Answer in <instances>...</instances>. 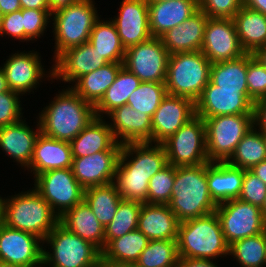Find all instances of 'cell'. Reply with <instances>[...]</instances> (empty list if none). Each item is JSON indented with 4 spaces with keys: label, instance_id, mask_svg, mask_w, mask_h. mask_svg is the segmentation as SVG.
Wrapping results in <instances>:
<instances>
[{
    "label": "cell",
    "instance_id": "obj_1",
    "mask_svg": "<svg viewBox=\"0 0 266 267\" xmlns=\"http://www.w3.org/2000/svg\"><path fill=\"white\" fill-rule=\"evenodd\" d=\"M58 93L37 119L42 134L70 142L96 117L94 106L70 87Z\"/></svg>",
    "mask_w": 266,
    "mask_h": 267
},
{
    "label": "cell",
    "instance_id": "obj_2",
    "mask_svg": "<svg viewBox=\"0 0 266 267\" xmlns=\"http://www.w3.org/2000/svg\"><path fill=\"white\" fill-rule=\"evenodd\" d=\"M169 208L180 222L215 212L217 204L207 185V163L175 167Z\"/></svg>",
    "mask_w": 266,
    "mask_h": 267
},
{
    "label": "cell",
    "instance_id": "obj_3",
    "mask_svg": "<svg viewBox=\"0 0 266 267\" xmlns=\"http://www.w3.org/2000/svg\"><path fill=\"white\" fill-rule=\"evenodd\" d=\"M3 198L2 223L42 241L59 223L48 202L34 189Z\"/></svg>",
    "mask_w": 266,
    "mask_h": 267
},
{
    "label": "cell",
    "instance_id": "obj_4",
    "mask_svg": "<svg viewBox=\"0 0 266 267\" xmlns=\"http://www.w3.org/2000/svg\"><path fill=\"white\" fill-rule=\"evenodd\" d=\"M177 247L179 257L215 261L229 255V245L216 212L180 222Z\"/></svg>",
    "mask_w": 266,
    "mask_h": 267
},
{
    "label": "cell",
    "instance_id": "obj_5",
    "mask_svg": "<svg viewBox=\"0 0 266 267\" xmlns=\"http://www.w3.org/2000/svg\"><path fill=\"white\" fill-rule=\"evenodd\" d=\"M211 64L200 50L171 54L165 82L167 94L195 103L209 83Z\"/></svg>",
    "mask_w": 266,
    "mask_h": 267
},
{
    "label": "cell",
    "instance_id": "obj_6",
    "mask_svg": "<svg viewBox=\"0 0 266 267\" xmlns=\"http://www.w3.org/2000/svg\"><path fill=\"white\" fill-rule=\"evenodd\" d=\"M94 0H76L51 14L55 51L53 60L69 48L89 42L95 22L100 18Z\"/></svg>",
    "mask_w": 266,
    "mask_h": 267
},
{
    "label": "cell",
    "instance_id": "obj_7",
    "mask_svg": "<svg viewBox=\"0 0 266 267\" xmlns=\"http://www.w3.org/2000/svg\"><path fill=\"white\" fill-rule=\"evenodd\" d=\"M45 243L51 247L50 251L43 247V267H99L102 252L60 223L46 236Z\"/></svg>",
    "mask_w": 266,
    "mask_h": 267
},
{
    "label": "cell",
    "instance_id": "obj_8",
    "mask_svg": "<svg viewBox=\"0 0 266 267\" xmlns=\"http://www.w3.org/2000/svg\"><path fill=\"white\" fill-rule=\"evenodd\" d=\"M209 162H226L244 135L254 126V115L202 118Z\"/></svg>",
    "mask_w": 266,
    "mask_h": 267
},
{
    "label": "cell",
    "instance_id": "obj_9",
    "mask_svg": "<svg viewBox=\"0 0 266 267\" xmlns=\"http://www.w3.org/2000/svg\"><path fill=\"white\" fill-rule=\"evenodd\" d=\"M162 145L167 162L174 167L197 166L208 163L206 147V128L204 120L195 115Z\"/></svg>",
    "mask_w": 266,
    "mask_h": 267
},
{
    "label": "cell",
    "instance_id": "obj_10",
    "mask_svg": "<svg viewBox=\"0 0 266 267\" xmlns=\"http://www.w3.org/2000/svg\"><path fill=\"white\" fill-rule=\"evenodd\" d=\"M34 179V189L58 217L84 200V188L75 178L72 168L43 172Z\"/></svg>",
    "mask_w": 266,
    "mask_h": 267
},
{
    "label": "cell",
    "instance_id": "obj_11",
    "mask_svg": "<svg viewBox=\"0 0 266 267\" xmlns=\"http://www.w3.org/2000/svg\"><path fill=\"white\" fill-rule=\"evenodd\" d=\"M215 212L228 245L266 231L261 208L238 198L217 204Z\"/></svg>",
    "mask_w": 266,
    "mask_h": 267
},
{
    "label": "cell",
    "instance_id": "obj_12",
    "mask_svg": "<svg viewBox=\"0 0 266 267\" xmlns=\"http://www.w3.org/2000/svg\"><path fill=\"white\" fill-rule=\"evenodd\" d=\"M170 54L160 37L126 48L123 67L141 82L165 83Z\"/></svg>",
    "mask_w": 266,
    "mask_h": 267
},
{
    "label": "cell",
    "instance_id": "obj_13",
    "mask_svg": "<svg viewBox=\"0 0 266 267\" xmlns=\"http://www.w3.org/2000/svg\"><path fill=\"white\" fill-rule=\"evenodd\" d=\"M200 51L212 64L234 60L246 53L232 18H208Z\"/></svg>",
    "mask_w": 266,
    "mask_h": 267
},
{
    "label": "cell",
    "instance_id": "obj_14",
    "mask_svg": "<svg viewBox=\"0 0 266 267\" xmlns=\"http://www.w3.org/2000/svg\"><path fill=\"white\" fill-rule=\"evenodd\" d=\"M40 243V244H39ZM43 241L28 232L0 225V261L22 267L43 266Z\"/></svg>",
    "mask_w": 266,
    "mask_h": 267
},
{
    "label": "cell",
    "instance_id": "obj_15",
    "mask_svg": "<svg viewBox=\"0 0 266 267\" xmlns=\"http://www.w3.org/2000/svg\"><path fill=\"white\" fill-rule=\"evenodd\" d=\"M254 102L248 92L218 89L210 81L195 102V115L212 118L225 115H253Z\"/></svg>",
    "mask_w": 266,
    "mask_h": 267
},
{
    "label": "cell",
    "instance_id": "obj_16",
    "mask_svg": "<svg viewBox=\"0 0 266 267\" xmlns=\"http://www.w3.org/2000/svg\"><path fill=\"white\" fill-rule=\"evenodd\" d=\"M2 68L10 90L23 94L33 92L46 76L53 80V70L45 74V68L41 63V56L36 51L12 53L5 61Z\"/></svg>",
    "mask_w": 266,
    "mask_h": 267
},
{
    "label": "cell",
    "instance_id": "obj_17",
    "mask_svg": "<svg viewBox=\"0 0 266 267\" xmlns=\"http://www.w3.org/2000/svg\"><path fill=\"white\" fill-rule=\"evenodd\" d=\"M195 116V103L167 94L152 116V143L162 144Z\"/></svg>",
    "mask_w": 266,
    "mask_h": 267
},
{
    "label": "cell",
    "instance_id": "obj_18",
    "mask_svg": "<svg viewBox=\"0 0 266 267\" xmlns=\"http://www.w3.org/2000/svg\"><path fill=\"white\" fill-rule=\"evenodd\" d=\"M114 23L122 45L126 48L152 37L146 0H122Z\"/></svg>",
    "mask_w": 266,
    "mask_h": 267
},
{
    "label": "cell",
    "instance_id": "obj_19",
    "mask_svg": "<svg viewBox=\"0 0 266 267\" xmlns=\"http://www.w3.org/2000/svg\"><path fill=\"white\" fill-rule=\"evenodd\" d=\"M54 63L51 67L53 79L71 84L109 62L89 43H85L62 52Z\"/></svg>",
    "mask_w": 266,
    "mask_h": 267
},
{
    "label": "cell",
    "instance_id": "obj_20",
    "mask_svg": "<svg viewBox=\"0 0 266 267\" xmlns=\"http://www.w3.org/2000/svg\"><path fill=\"white\" fill-rule=\"evenodd\" d=\"M120 153L99 151L85 157H73V174L84 189L112 183Z\"/></svg>",
    "mask_w": 266,
    "mask_h": 267
},
{
    "label": "cell",
    "instance_id": "obj_21",
    "mask_svg": "<svg viewBox=\"0 0 266 267\" xmlns=\"http://www.w3.org/2000/svg\"><path fill=\"white\" fill-rule=\"evenodd\" d=\"M111 119L110 129L118 143H152V117L139 113L128 105L111 111L107 118ZM120 138V139H119Z\"/></svg>",
    "mask_w": 266,
    "mask_h": 267
},
{
    "label": "cell",
    "instance_id": "obj_22",
    "mask_svg": "<svg viewBox=\"0 0 266 267\" xmlns=\"http://www.w3.org/2000/svg\"><path fill=\"white\" fill-rule=\"evenodd\" d=\"M167 164L166 151L162 144L128 143L121 147L116 172L157 173Z\"/></svg>",
    "mask_w": 266,
    "mask_h": 267
},
{
    "label": "cell",
    "instance_id": "obj_23",
    "mask_svg": "<svg viewBox=\"0 0 266 267\" xmlns=\"http://www.w3.org/2000/svg\"><path fill=\"white\" fill-rule=\"evenodd\" d=\"M25 119L0 128V148L24 169L30 166L36 140L41 133L39 121L34 131Z\"/></svg>",
    "mask_w": 266,
    "mask_h": 267
},
{
    "label": "cell",
    "instance_id": "obj_24",
    "mask_svg": "<svg viewBox=\"0 0 266 267\" xmlns=\"http://www.w3.org/2000/svg\"><path fill=\"white\" fill-rule=\"evenodd\" d=\"M199 10L198 0H161L148 3L152 37H160Z\"/></svg>",
    "mask_w": 266,
    "mask_h": 267
},
{
    "label": "cell",
    "instance_id": "obj_25",
    "mask_svg": "<svg viewBox=\"0 0 266 267\" xmlns=\"http://www.w3.org/2000/svg\"><path fill=\"white\" fill-rule=\"evenodd\" d=\"M72 152L68 141L57 140L40 133L38 136L30 166L27 170L38 174L56 169L72 168Z\"/></svg>",
    "mask_w": 266,
    "mask_h": 267
},
{
    "label": "cell",
    "instance_id": "obj_26",
    "mask_svg": "<svg viewBox=\"0 0 266 267\" xmlns=\"http://www.w3.org/2000/svg\"><path fill=\"white\" fill-rule=\"evenodd\" d=\"M179 224L168 204L142 203L137 229L149 240H177Z\"/></svg>",
    "mask_w": 266,
    "mask_h": 267
},
{
    "label": "cell",
    "instance_id": "obj_27",
    "mask_svg": "<svg viewBox=\"0 0 266 267\" xmlns=\"http://www.w3.org/2000/svg\"><path fill=\"white\" fill-rule=\"evenodd\" d=\"M208 16L199 9L178 26L160 36L168 53L198 51L202 48Z\"/></svg>",
    "mask_w": 266,
    "mask_h": 267
},
{
    "label": "cell",
    "instance_id": "obj_28",
    "mask_svg": "<svg viewBox=\"0 0 266 267\" xmlns=\"http://www.w3.org/2000/svg\"><path fill=\"white\" fill-rule=\"evenodd\" d=\"M72 157H85L99 151H121L105 118L95 117L70 142Z\"/></svg>",
    "mask_w": 266,
    "mask_h": 267
},
{
    "label": "cell",
    "instance_id": "obj_29",
    "mask_svg": "<svg viewBox=\"0 0 266 267\" xmlns=\"http://www.w3.org/2000/svg\"><path fill=\"white\" fill-rule=\"evenodd\" d=\"M244 170L227 162L207 163V185L216 204L237 199L241 193Z\"/></svg>",
    "mask_w": 266,
    "mask_h": 267
},
{
    "label": "cell",
    "instance_id": "obj_30",
    "mask_svg": "<svg viewBox=\"0 0 266 267\" xmlns=\"http://www.w3.org/2000/svg\"><path fill=\"white\" fill-rule=\"evenodd\" d=\"M59 223L83 240L95 245L101 252L104 250L105 227L84 200L60 216Z\"/></svg>",
    "mask_w": 266,
    "mask_h": 267
},
{
    "label": "cell",
    "instance_id": "obj_31",
    "mask_svg": "<svg viewBox=\"0 0 266 267\" xmlns=\"http://www.w3.org/2000/svg\"><path fill=\"white\" fill-rule=\"evenodd\" d=\"M240 44L246 53H253L266 45V16L242 6L232 18Z\"/></svg>",
    "mask_w": 266,
    "mask_h": 267
},
{
    "label": "cell",
    "instance_id": "obj_32",
    "mask_svg": "<svg viewBox=\"0 0 266 267\" xmlns=\"http://www.w3.org/2000/svg\"><path fill=\"white\" fill-rule=\"evenodd\" d=\"M123 63H108L81 76L71 87L84 101L95 106L113 84Z\"/></svg>",
    "mask_w": 266,
    "mask_h": 267
},
{
    "label": "cell",
    "instance_id": "obj_33",
    "mask_svg": "<svg viewBox=\"0 0 266 267\" xmlns=\"http://www.w3.org/2000/svg\"><path fill=\"white\" fill-rule=\"evenodd\" d=\"M141 81L125 67H122L113 84L106 90L101 100L94 106L96 117L103 118L114 109L127 105L129 96L138 88Z\"/></svg>",
    "mask_w": 266,
    "mask_h": 267
},
{
    "label": "cell",
    "instance_id": "obj_34",
    "mask_svg": "<svg viewBox=\"0 0 266 267\" xmlns=\"http://www.w3.org/2000/svg\"><path fill=\"white\" fill-rule=\"evenodd\" d=\"M88 43L109 63L124 62L126 49L111 20L99 18L93 26Z\"/></svg>",
    "mask_w": 266,
    "mask_h": 267
},
{
    "label": "cell",
    "instance_id": "obj_35",
    "mask_svg": "<svg viewBox=\"0 0 266 267\" xmlns=\"http://www.w3.org/2000/svg\"><path fill=\"white\" fill-rule=\"evenodd\" d=\"M138 229L113 239L102 251V259L121 264H135L149 243Z\"/></svg>",
    "mask_w": 266,
    "mask_h": 267
},
{
    "label": "cell",
    "instance_id": "obj_36",
    "mask_svg": "<svg viewBox=\"0 0 266 267\" xmlns=\"http://www.w3.org/2000/svg\"><path fill=\"white\" fill-rule=\"evenodd\" d=\"M265 160L266 136L253 126L240 140L233 154L226 162L243 170H250Z\"/></svg>",
    "mask_w": 266,
    "mask_h": 267
},
{
    "label": "cell",
    "instance_id": "obj_37",
    "mask_svg": "<svg viewBox=\"0 0 266 267\" xmlns=\"http://www.w3.org/2000/svg\"><path fill=\"white\" fill-rule=\"evenodd\" d=\"M247 53L240 58L211 64L209 81L218 89L248 92Z\"/></svg>",
    "mask_w": 266,
    "mask_h": 267
},
{
    "label": "cell",
    "instance_id": "obj_38",
    "mask_svg": "<svg viewBox=\"0 0 266 267\" xmlns=\"http://www.w3.org/2000/svg\"><path fill=\"white\" fill-rule=\"evenodd\" d=\"M121 200L122 197L113 182L84 189V201L104 227L114 218Z\"/></svg>",
    "mask_w": 266,
    "mask_h": 267
},
{
    "label": "cell",
    "instance_id": "obj_39",
    "mask_svg": "<svg viewBox=\"0 0 266 267\" xmlns=\"http://www.w3.org/2000/svg\"><path fill=\"white\" fill-rule=\"evenodd\" d=\"M230 255L239 263L240 267H265L266 231L235 241L229 245Z\"/></svg>",
    "mask_w": 266,
    "mask_h": 267
},
{
    "label": "cell",
    "instance_id": "obj_40",
    "mask_svg": "<svg viewBox=\"0 0 266 267\" xmlns=\"http://www.w3.org/2000/svg\"><path fill=\"white\" fill-rule=\"evenodd\" d=\"M142 203L122 199L112 221L105 227V247L113 240L138 227V217Z\"/></svg>",
    "mask_w": 266,
    "mask_h": 267
},
{
    "label": "cell",
    "instance_id": "obj_41",
    "mask_svg": "<svg viewBox=\"0 0 266 267\" xmlns=\"http://www.w3.org/2000/svg\"><path fill=\"white\" fill-rule=\"evenodd\" d=\"M177 240H150L135 263L137 267H176Z\"/></svg>",
    "mask_w": 266,
    "mask_h": 267
},
{
    "label": "cell",
    "instance_id": "obj_42",
    "mask_svg": "<svg viewBox=\"0 0 266 267\" xmlns=\"http://www.w3.org/2000/svg\"><path fill=\"white\" fill-rule=\"evenodd\" d=\"M166 95L165 83L141 82L129 96L127 105L141 114L152 117Z\"/></svg>",
    "mask_w": 266,
    "mask_h": 267
},
{
    "label": "cell",
    "instance_id": "obj_43",
    "mask_svg": "<svg viewBox=\"0 0 266 267\" xmlns=\"http://www.w3.org/2000/svg\"><path fill=\"white\" fill-rule=\"evenodd\" d=\"M155 173L116 172L113 183L122 199L147 203L149 180Z\"/></svg>",
    "mask_w": 266,
    "mask_h": 267
},
{
    "label": "cell",
    "instance_id": "obj_44",
    "mask_svg": "<svg viewBox=\"0 0 266 267\" xmlns=\"http://www.w3.org/2000/svg\"><path fill=\"white\" fill-rule=\"evenodd\" d=\"M175 179V167L167 164L149 180L147 203L168 204L171 200Z\"/></svg>",
    "mask_w": 266,
    "mask_h": 267
},
{
    "label": "cell",
    "instance_id": "obj_45",
    "mask_svg": "<svg viewBox=\"0 0 266 267\" xmlns=\"http://www.w3.org/2000/svg\"><path fill=\"white\" fill-rule=\"evenodd\" d=\"M248 96L255 103L266 98V68L252 55L247 53V75Z\"/></svg>",
    "mask_w": 266,
    "mask_h": 267
},
{
    "label": "cell",
    "instance_id": "obj_46",
    "mask_svg": "<svg viewBox=\"0 0 266 267\" xmlns=\"http://www.w3.org/2000/svg\"><path fill=\"white\" fill-rule=\"evenodd\" d=\"M24 22V42L35 40L44 35L51 22L50 10L22 9Z\"/></svg>",
    "mask_w": 266,
    "mask_h": 267
},
{
    "label": "cell",
    "instance_id": "obj_47",
    "mask_svg": "<svg viewBox=\"0 0 266 267\" xmlns=\"http://www.w3.org/2000/svg\"><path fill=\"white\" fill-rule=\"evenodd\" d=\"M266 198V184L250 170H244L239 200L262 207Z\"/></svg>",
    "mask_w": 266,
    "mask_h": 267
},
{
    "label": "cell",
    "instance_id": "obj_48",
    "mask_svg": "<svg viewBox=\"0 0 266 267\" xmlns=\"http://www.w3.org/2000/svg\"><path fill=\"white\" fill-rule=\"evenodd\" d=\"M20 96V93L10 89L0 93V128L24 118Z\"/></svg>",
    "mask_w": 266,
    "mask_h": 267
},
{
    "label": "cell",
    "instance_id": "obj_49",
    "mask_svg": "<svg viewBox=\"0 0 266 267\" xmlns=\"http://www.w3.org/2000/svg\"><path fill=\"white\" fill-rule=\"evenodd\" d=\"M198 4L209 18H233L242 7V0H198Z\"/></svg>",
    "mask_w": 266,
    "mask_h": 267
},
{
    "label": "cell",
    "instance_id": "obj_50",
    "mask_svg": "<svg viewBox=\"0 0 266 267\" xmlns=\"http://www.w3.org/2000/svg\"><path fill=\"white\" fill-rule=\"evenodd\" d=\"M24 22L22 9L2 16L0 36H6L24 42Z\"/></svg>",
    "mask_w": 266,
    "mask_h": 267
},
{
    "label": "cell",
    "instance_id": "obj_51",
    "mask_svg": "<svg viewBox=\"0 0 266 267\" xmlns=\"http://www.w3.org/2000/svg\"><path fill=\"white\" fill-rule=\"evenodd\" d=\"M254 126L266 136V98L254 103Z\"/></svg>",
    "mask_w": 266,
    "mask_h": 267
},
{
    "label": "cell",
    "instance_id": "obj_52",
    "mask_svg": "<svg viewBox=\"0 0 266 267\" xmlns=\"http://www.w3.org/2000/svg\"><path fill=\"white\" fill-rule=\"evenodd\" d=\"M216 264L214 260L179 257L176 267H219Z\"/></svg>",
    "mask_w": 266,
    "mask_h": 267
},
{
    "label": "cell",
    "instance_id": "obj_53",
    "mask_svg": "<svg viewBox=\"0 0 266 267\" xmlns=\"http://www.w3.org/2000/svg\"><path fill=\"white\" fill-rule=\"evenodd\" d=\"M22 9L50 10L48 0H20Z\"/></svg>",
    "mask_w": 266,
    "mask_h": 267
},
{
    "label": "cell",
    "instance_id": "obj_54",
    "mask_svg": "<svg viewBox=\"0 0 266 267\" xmlns=\"http://www.w3.org/2000/svg\"><path fill=\"white\" fill-rule=\"evenodd\" d=\"M20 0H0V11L2 15L21 10Z\"/></svg>",
    "mask_w": 266,
    "mask_h": 267
},
{
    "label": "cell",
    "instance_id": "obj_55",
    "mask_svg": "<svg viewBox=\"0 0 266 267\" xmlns=\"http://www.w3.org/2000/svg\"><path fill=\"white\" fill-rule=\"evenodd\" d=\"M242 6L259 11L266 16V0H242Z\"/></svg>",
    "mask_w": 266,
    "mask_h": 267
},
{
    "label": "cell",
    "instance_id": "obj_56",
    "mask_svg": "<svg viewBox=\"0 0 266 267\" xmlns=\"http://www.w3.org/2000/svg\"><path fill=\"white\" fill-rule=\"evenodd\" d=\"M76 0H48L50 6V13H54L62 8L70 6Z\"/></svg>",
    "mask_w": 266,
    "mask_h": 267
},
{
    "label": "cell",
    "instance_id": "obj_57",
    "mask_svg": "<svg viewBox=\"0 0 266 267\" xmlns=\"http://www.w3.org/2000/svg\"><path fill=\"white\" fill-rule=\"evenodd\" d=\"M250 171L266 184V160L252 167Z\"/></svg>",
    "mask_w": 266,
    "mask_h": 267
},
{
    "label": "cell",
    "instance_id": "obj_58",
    "mask_svg": "<svg viewBox=\"0 0 266 267\" xmlns=\"http://www.w3.org/2000/svg\"><path fill=\"white\" fill-rule=\"evenodd\" d=\"M253 57L266 68V45L257 48L253 53Z\"/></svg>",
    "mask_w": 266,
    "mask_h": 267
},
{
    "label": "cell",
    "instance_id": "obj_59",
    "mask_svg": "<svg viewBox=\"0 0 266 267\" xmlns=\"http://www.w3.org/2000/svg\"><path fill=\"white\" fill-rule=\"evenodd\" d=\"M99 267H137L135 264H121L111 261H105L101 258Z\"/></svg>",
    "mask_w": 266,
    "mask_h": 267
},
{
    "label": "cell",
    "instance_id": "obj_60",
    "mask_svg": "<svg viewBox=\"0 0 266 267\" xmlns=\"http://www.w3.org/2000/svg\"><path fill=\"white\" fill-rule=\"evenodd\" d=\"M9 87L2 66L0 67V93L8 91Z\"/></svg>",
    "mask_w": 266,
    "mask_h": 267
},
{
    "label": "cell",
    "instance_id": "obj_61",
    "mask_svg": "<svg viewBox=\"0 0 266 267\" xmlns=\"http://www.w3.org/2000/svg\"><path fill=\"white\" fill-rule=\"evenodd\" d=\"M261 213H262L264 222L266 224V198H265L264 203H263V205L261 207Z\"/></svg>",
    "mask_w": 266,
    "mask_h": 267
},
{
    "label": "cell",
    "instance_id": "obj_62",
    "mask_svg": "<svg viewBox=\"0 0 266 267\" xmlns=\"http://www.w3.org/2000/svg\"><path fill=\"white\" fill-rule=\"evenodd\" d=\"M0 267H22V266L9 264V263H5V262L0 261Z\"/></svg>",
    "mask_w": 266,
    "mask_h": 267
},
{
    "label": "cell",
    "instance_id": "obj_63",
    "mask_svg": "<svg viewBox=\"0 0 266 267\" xmlns=\"http://www.w3.org/2000/svg\"><path fill=\"white\" fill-rule=\"evenodd\" d=\"M2 204H3V198L0 196V225L2 223Z\"/></svg>",
    "mask_w": 266,
    "mask_h": 267
},
{
    "label": "cell",
    "instance_id": "obj_64",
    "mask_svg": "<svg viewBox=\"0 0 266 267\" xmlns=\"http://www.w3.org/2000/svg\"><path fill=\"white\" fill-rule=\"evenodd\" d=\"M148 3L150 2H157V1H161V0H146Z\"/></svg>",
    "mask_w": 266,
    "mask_h": 267
},
{
    "label": "cell",
    "instance_id": "obj_65",
    "mask_svg": "<svg viewBox=\"0 0 266 267\" xmlns=\"http://www.w3.org/2000/svg\"><path fill=\"white\" fill-rule=\"evenodd\" d=\"M2 14H1V11H0V27H1V21H2Z\"/></svg>",
    "mask_w": 266,
    "mask_h": 267
}]
</instances>
